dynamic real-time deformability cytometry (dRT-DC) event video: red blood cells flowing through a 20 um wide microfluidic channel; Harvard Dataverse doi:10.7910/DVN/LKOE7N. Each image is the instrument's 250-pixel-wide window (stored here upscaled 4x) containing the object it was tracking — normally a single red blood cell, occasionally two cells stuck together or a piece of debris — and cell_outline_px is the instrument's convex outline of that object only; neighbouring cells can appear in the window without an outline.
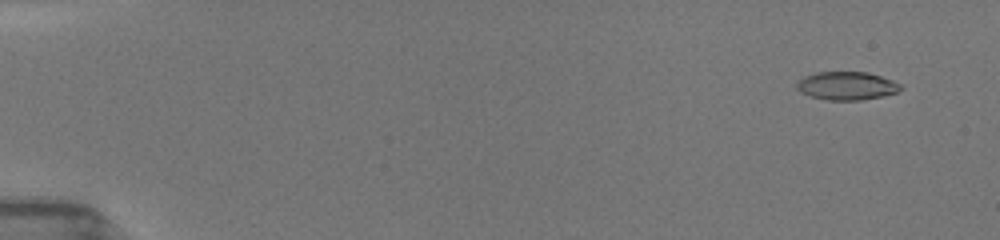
{"species": "common noctule bat (a hibernating species)", "species_latin": "Nyctalus noctula", "temperature_condition": "room temperature", "stored_images_in_passage": 13, "camera_frame_rate_fps": 3000, "um_per_image_px": 0.085, "animal": {"sex": "female", "body_mass_g": 19.5, "forearm_length_mm": 54.1}, "frame": {"image": 1, "passage_image": 4, "time_ms": 1.0, "image_size_px": [1000, 240], "cell_outline_px": [[904, 88], [896, 92], [880, 96], [860, 100], [828, 100], [812, 96], [800, 92], [796, 88], [796, 84], [804, 76], [816, 72], [868, 72], [904, 84]], "centroid_in_image_um": [71.99, 7.28], "position_along_channel_um": 13.0, "area_um2": 17.05}}
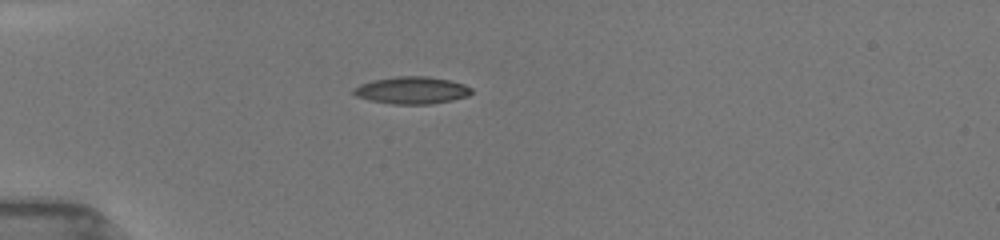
{"frame": {"image": 2, "passage_image": 12, "time_ms": 5.0, "image_size_px": [1000, 240], "cell_outline_px": [[472, 92], [468, 96], [452, 100], [432, 104], [392, 104], [368, 100], [356, 96], [352, 92], [352, 88], [360, 84], [372, 80], [396, 76], [428, 76], [448, 80], [464, 84], [472, 88]], "centroid_in_image_um": [34.98, 7.67], "position_along_channel_um": 50.0, "area_um2": 18.84}}